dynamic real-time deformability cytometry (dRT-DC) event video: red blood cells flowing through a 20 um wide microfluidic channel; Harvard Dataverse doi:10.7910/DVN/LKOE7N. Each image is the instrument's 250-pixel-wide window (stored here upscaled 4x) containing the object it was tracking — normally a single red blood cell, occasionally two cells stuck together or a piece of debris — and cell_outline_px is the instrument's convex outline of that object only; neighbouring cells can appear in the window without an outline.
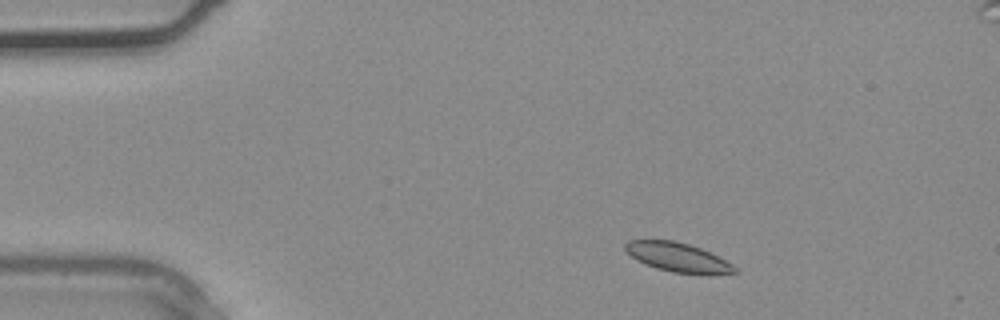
{"species": "common noctule bat (a hibernating species)", "species_latin": "Nyctalus noctula", "temperature_condition": "warm", "stored_images_in_passage": 4, "camera_frame_rate_fps": 3000, "um_per_image_px": 0.085, "animal": {"sex": "male", "body_mass_g": 20.4}, "frame": {"image": 1, "passage_image": 2, "time_ms": 0.333, "image_size_px": [1000, 320], "cell_outline_px": [[740, 272], [708, 276], [672, 272], [656, 268], [644, 264], [636, 260], [624, 248], [624, 244], [628, 240], [672, 240], [688, 244], [700, 248], [732, 264]], "centroid_in_image_um": [57.63, 21.9], "position_along_channel_um": 27.4, "area_um2": 18.79}}